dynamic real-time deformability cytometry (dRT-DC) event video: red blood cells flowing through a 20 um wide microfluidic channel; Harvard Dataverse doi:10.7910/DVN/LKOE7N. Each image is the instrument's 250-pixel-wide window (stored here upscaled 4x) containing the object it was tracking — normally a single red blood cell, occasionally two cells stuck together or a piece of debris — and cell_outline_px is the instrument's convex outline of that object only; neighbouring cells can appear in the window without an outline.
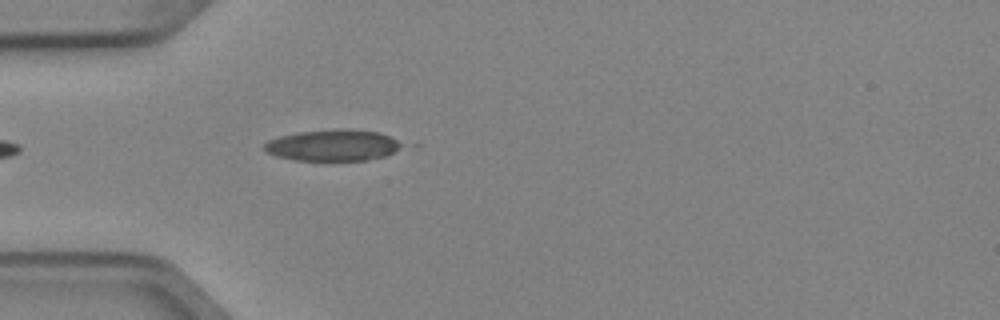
{"species": "Egyptian fruit bat (a non-hibernating species)", "species_latin": "Rousettus aegyptiacus", "temperature_condition": "cold", "stored_images_in_passage": 4, "camera_frame_rate_fps": 3000, "um_per_image_px": 0.085, "animal": {"sex": "female"}, "frame": {"image": 1, "passage_image": 4, "time_ms": 1.0, "image_size_px": [1000, 320], "cell_outline_px": [[404, 144], [400, 148], [384, 156], [368, 160], [292, 160], [276, 156], [268, 152], [264, 148], [264, 144], [268, 140], [280, 136], [300, 132], [340, 128], [344, 128], [380, 132]], "centroid_in_image_um": [28.29, 12.34], "position_along_channel_um": 56.7, "area_um2": 24.97}}